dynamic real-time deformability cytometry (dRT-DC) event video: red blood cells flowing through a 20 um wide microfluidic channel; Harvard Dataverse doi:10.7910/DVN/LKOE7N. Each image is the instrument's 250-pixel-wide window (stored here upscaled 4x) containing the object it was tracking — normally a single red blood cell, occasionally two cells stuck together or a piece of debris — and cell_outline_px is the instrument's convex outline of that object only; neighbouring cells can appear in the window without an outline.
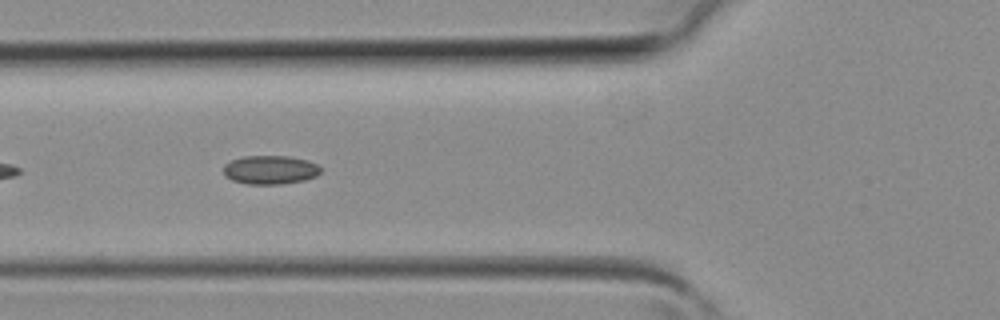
{"species": "common noctule bat (a hibernating species)", "species_latin": "Nyctalus noctula", "temperature_condition": "room temperature", "stored_images_in_passage": 37, "camera_frame_rate_fps": 3000, "um_per_image_px": 0.085, "animal": {"sex": "female", "body_mass_g": 19.3, "forearm_length_mm": 54.1}, "frame": {"image": 1, "passage_image": 11, "time_ms": 3.333, "image_size_px": [1000, 320], "cell_outline_px": [[320, 172], [316, 176], [304, 180], [280, 184], [248, 184], [232, 180], [224, 176], [224, 164], [232, 160], [244, 156], [288, 156], [308, 160], [316, 164], [320, 168]], "centroid_in_image_um": [22.95, 14.43], "position_along_channel_um": 102.9, "area_um2": 16.24}}
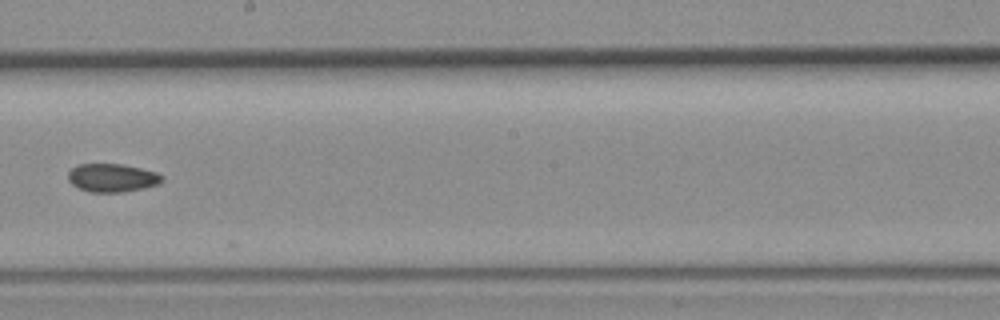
{"frame": {"image": 2, "passage_image": 19, "time_ms": 6.0, "image_size_px": [1000, 320], "cell_outline_px": [[164, 180], [160, 184], [120, 192], [92, 192], [80, 188], [72, 184], [68, 180], [68, 172], [72, 168], [80, 164], [124, 164], [156, 172], [164, 176]], "centroid_in_image_um": [9.55, 15.1], "position_along_channel_um": 238.6, "area_um2": 15.37}}
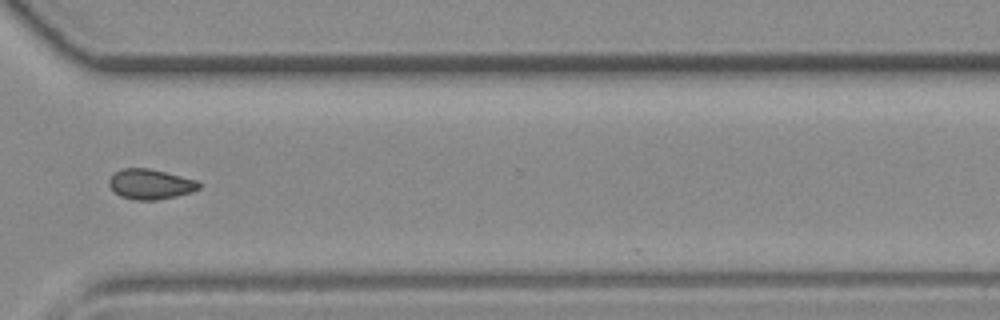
{"frame": {"image": 3, "passage_image": 26, "time_ms": 8.333, "image_size_px": [1000, 320], "cell_outline_px": [[200, 188], [192, 192], [176, 196], [156, 200], [136, 200], [120, 196], [108, 184], [108, 180], [116, 172], [124, 168], [148, 168], [196, 180], [200, 184]], "centroid_in_image_um": [12.78, 15.66], "position_along_channel_um": 357.8, "area_um2": 15.55}}